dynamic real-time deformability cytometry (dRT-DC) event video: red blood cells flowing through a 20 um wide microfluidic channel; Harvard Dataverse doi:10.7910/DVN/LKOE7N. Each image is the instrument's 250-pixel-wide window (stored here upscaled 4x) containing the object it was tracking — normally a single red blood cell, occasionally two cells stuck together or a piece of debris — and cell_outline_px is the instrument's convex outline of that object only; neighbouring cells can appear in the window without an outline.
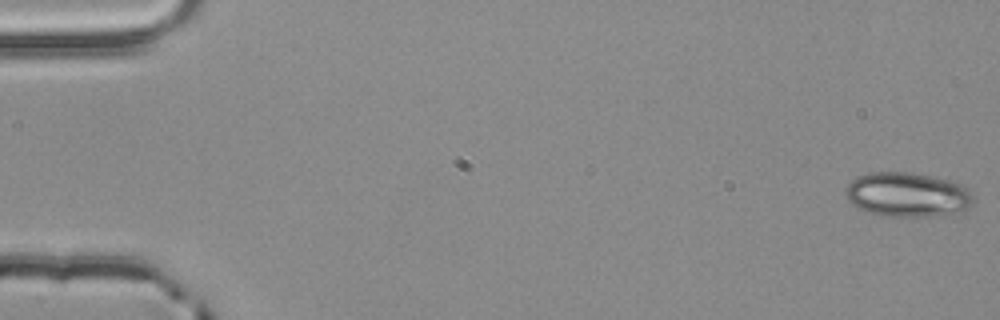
{"species": "common noctule bat (a hibernating species)", "species_latin": "Nyctalus noctula", "temperature_condition": "room temperature", "stored_images_in_passage": 55, "camera_frame_rate_fps": 3000, "um_per_image_px": 0.085, "animal": {"sex": "male", "body_mass_g": 20.4}, "frame": {"image": 1, "passage_image": 1, "time_ms": 0.0, "image_size_px": [1000, 320], "cell_outline_px": [[976, 200], [964, 212], [932, 216], [888, 216], [868, 212], [856, 208], [844, 196], [844, 188], [856, 176], [872, 172], [908, 172], [948, 180], [964, 184]], "centroid_in_image_um": [77.13, 16.55], "position_along_channel_um": 7.9, "area_um2": 33.47}}
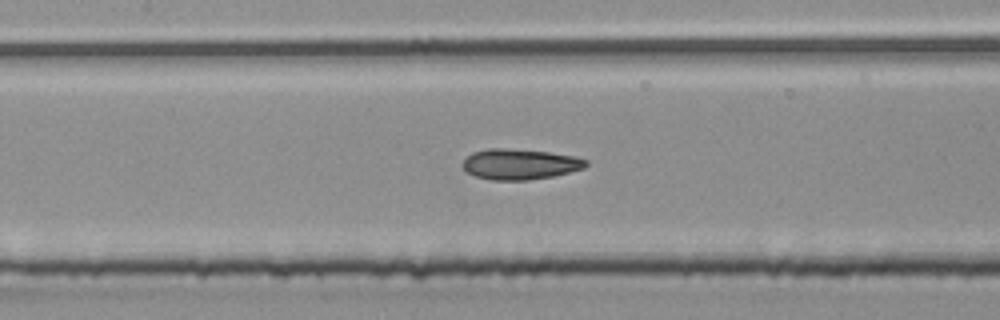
{"frame": {"image": 2, "passage_image": 26, "time_ms": 8.333, "image_size_px": [1000, 320], "cell_outline_px": [[588, 164], [584, 168], [552, 176], [528, 180], [492, 180], [476, 176], [468, 172], [460, 164], [472, 152], [488, 148], [504, 148], [548, 152], [576, 156], [588, 160]], "centroid_in_image_um": [44.19, 13.95], "position_along_channel_um": 163.2, "area_um2": 21.91}}
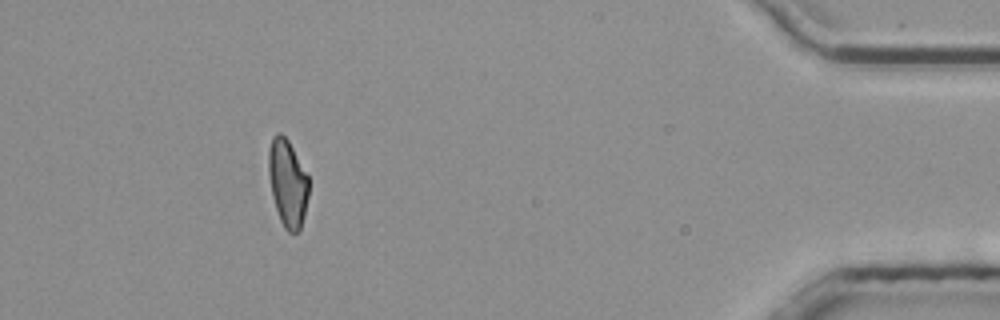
{"frame": {"image": 3, "passage_image": 50, "time_ms": 16.333, "image_size_px": [1000, 320], "cell_outline_px": [[308, 196], [304, 216], [300, 232], [288, 232], [284, 228], [280, 220], [272, 196], [268, 172], [268, 152], [272, 136], [276, 132], [280, 132], [288, 140], [308, 176]], "centroid_in_image_um": [24.43, 15.56], "position_along_channel_um": 410.8, "area_um2": 20.46}, "authors_computed_cell_mechanics": {"area_um2": 21.7906, "velocity_mm_per_s": 3.8648, "shape_relaxation_time_tau1_ms": 10.8858, "shape_relaxation_time_tau2_ms": 3.568, "deformation_change_tau1": 0.2253, "deformation_change_tau2": 0.1039}}